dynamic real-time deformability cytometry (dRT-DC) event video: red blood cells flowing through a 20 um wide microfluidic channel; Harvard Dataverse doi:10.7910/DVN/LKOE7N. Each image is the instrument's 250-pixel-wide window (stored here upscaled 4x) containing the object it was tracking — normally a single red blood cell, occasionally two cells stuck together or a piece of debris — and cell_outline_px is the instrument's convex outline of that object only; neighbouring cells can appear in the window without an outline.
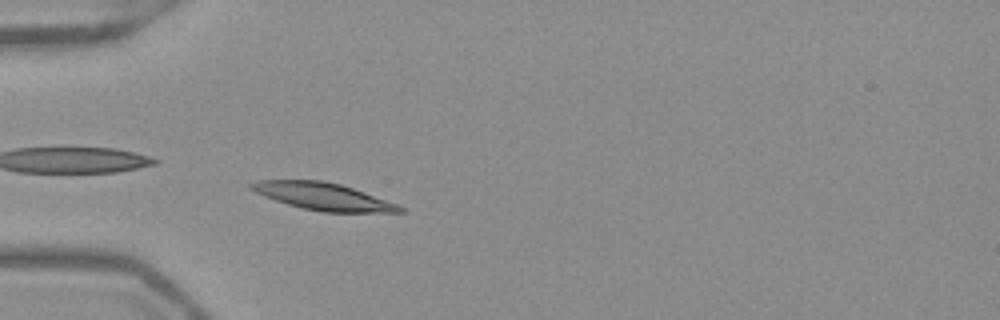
{"species": "Egyptian fruit bat (a non-hibernating species)", "species_latin": "Rousettus aegyptiacus", "temperature_condition": "warm", "stored_images_in_passage": 46, "camera_frame_rate_fps": 3000, "um_per_image_px": 0.085, "frame": {"image": 1, "passage_image": 10, "time_ms": 3.0, "image_size_px": [1000, 320], "cell_outline_px": [[404, 212], [324, 212], [304, 208], [288, 204], [264, 196], [248, 188], [248, 184], [256, 180], [320, 180], [340, 184], [364, 192], [396, 204], [404, 208]], "centroid_in_image_um": [27.42, 16.69], "position_along_channel_um": 57.6, "area_um2": 23.24}}
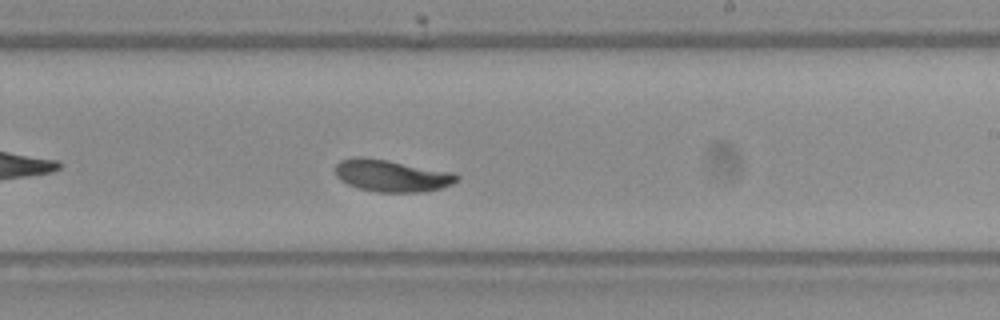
{"frame": {"image": 2, "passage_image": 26, "time_ms": 8.333, "image_size_px": [1000, 320], "cell_outline_px": [[460, 180], [452, 184], [440, 188], [424, 192], [376, 192], [360, 188], [348, 184], [340, 180], [336, 176], [336, 164], [340, 160], [356, 156], [364, 156], [388, 160], [452, 172], [460, 176]], "centroid_in_image_um": [33.29, 14.93], "position_along_channel_um": 255.7, "area_um2": 22.77}}
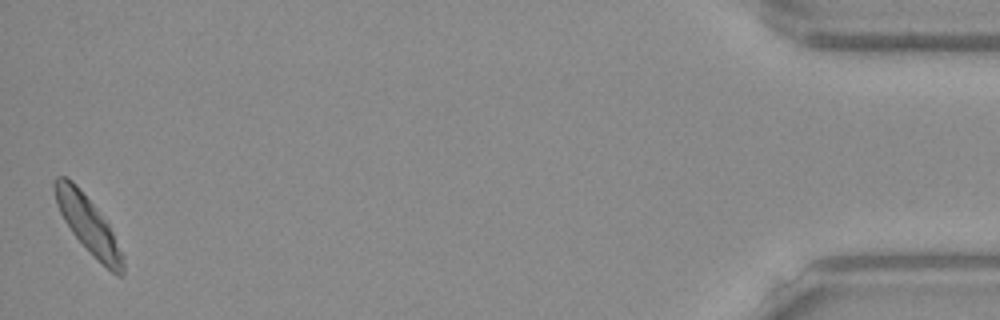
{"frame": {"image": 3, "passage_image": 46, "time_ms": 15.0, "image_size_px": [1000, 320], "cell_outline_px": [[124, 272], [120, 276], [116, 276], [96, 260], [72, 232], [64, 220], [56, 204], [52, 184], [56, 176], [64, 176], [72, 180], [76, 184], [108, 224], [124, 256]], "centroid_in_image_um": [7.48, 19.12], "position_along_channel_um": 427.7, "area_um2": 22.37}, "authors_computed_cell_mechanics": {"area_um2": 22.4264, "velocity_mm_per_s": 3.8738, "shape_relaxation_time_tau1_ms": 6.7666, "shape_relaxation_time_tau2_ms": null, "deformation_change_tau1": 0.1955, "deformation_change_tau2": null}}